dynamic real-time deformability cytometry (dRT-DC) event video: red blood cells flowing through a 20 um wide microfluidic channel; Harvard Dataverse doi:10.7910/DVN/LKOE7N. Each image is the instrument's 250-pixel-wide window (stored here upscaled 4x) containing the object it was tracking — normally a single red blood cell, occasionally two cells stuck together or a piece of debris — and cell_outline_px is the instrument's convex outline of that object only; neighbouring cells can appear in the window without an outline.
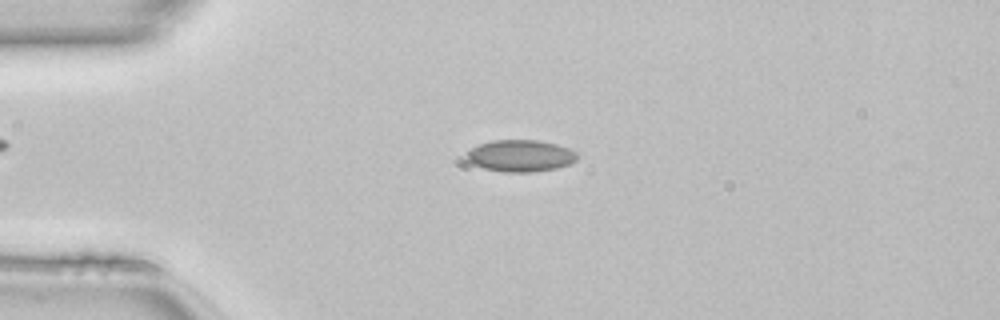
{"species": "common noctule bat (a hibernating species)", "species_latin": "Nyctalus noctula", "temperature_condition": "room temperature", "stored_images_in_passage": 48, "camera_frame_rate_fps": 3000, "um_per_image_px": 0.085, "animal": {"sex": "female", "body_mass_g": 22.7, "forearm_length_mm": 54.2}, "frame": {"image": 1, "passage_image": 11, "time_ms": 3.333, "image_size_px": [1000, 320], "cell_outline_px": [[576, 160], [568, 164], [556, 168], [532, 172], [504, 172], [484, 168], [472, 164], [464, 156], [464, 152], [476, 144], [492, 140], [540, 140], [556, 144], [568, 148], [576, 152]], "centroid_in_image_um": [44.16, 13.23], "position_along_channel_um": 40.8, "area_um2": 20.69}}
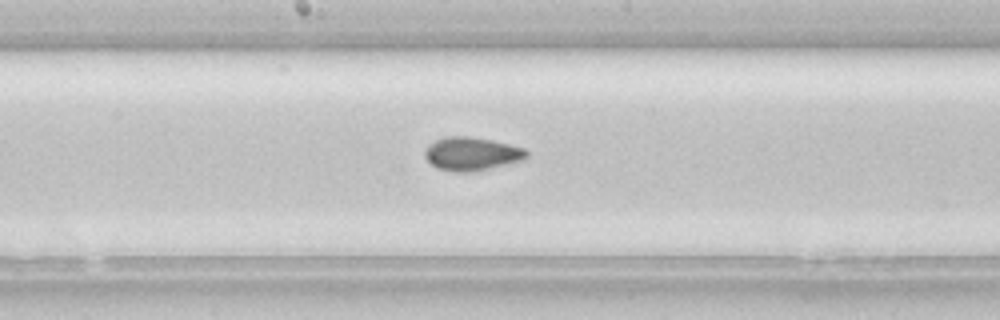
{"frame": {"image": 2, "passage_image": 25, "time_ms": 8.0, "image_size_px": [1000, 320], "cell_outline_px": [[528, 156], [524, 160], [488, 168], [468, 172], [456, 172], [436, 168], [424, 156], [424, 152], [428, 144], [436, 140], [448, 136], [468, 136], [492, 140], [524, 148], [528, 152]], "centroid_in_image_um": [40.08, 13.07], "position_along_channel_um": 208.1, "area_um2": 19.65}}
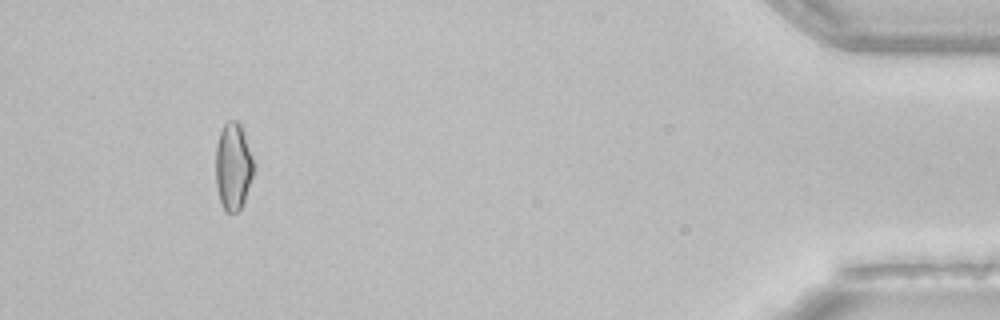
{"frame": {"image": 3, "passage_image": 45, "time_ms": 14.667, "image_size_px": [1000, 320], "cell_outline_px": [[252, 176], [244, 200], [240, 208], [236, 212], [224, 212], [220, 200], [216, 184], [216, 144], [220, 132], [224, 124], [228, 120], [236, 120], [240, 124], [252, 160]], "centroid_in_image_um": [19.77, 14.16], "position_along_channel_um": 415.4, "area_um2": 18.73}, "authors_computed_cell_mechanics": {"area_um2": 19.5942, "velocity_mm_per_s": 4.1526, "shape_relaxation_time_tau1_ms": null, "shape_relaxation_time_tau2_ms": 3.1032, "deformation_change_tau1": null, "deformation_change_tau2": 0.0674}}